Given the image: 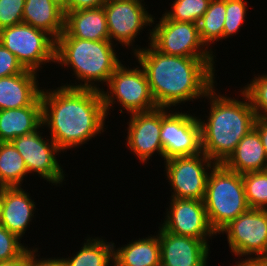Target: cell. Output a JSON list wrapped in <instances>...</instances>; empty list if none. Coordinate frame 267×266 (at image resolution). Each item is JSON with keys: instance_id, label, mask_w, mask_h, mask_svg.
<instances>
[{"instance_id": "1", "label": "cell", "mask_w": 267, "mask_h": 266, "mask_svg": "<svg viewBox=\"0 0 267 266\" xmlns=\"http://www.w3.org/2000/svg\"><path fill=\"white\" fill-rule=\"evenodd\" d=\"M148 78L157 107L171 108L204 98L215 86V57L167 55L150 43L134 53ZM180 103V104H179Z\"/></svg>"}, {"instance_id": "2", "label": "cell", "mask_w": 267, "mask_h": 266, "mask_svg": "<svg viewBox=\"0 0 267 266\" xmlns=\"http://www.w3.org/2000/svg\"><path fill=\"white\" fill-rule=\"evenodd\" d=\"M42 123L64 153L104 132L107 118L100 90L60 86L41 90ZM66 149V150H65Z\"/></svg>"}, {"instance_id": "3", "label": "cell", "mask_w": 267, "mask_h": 266, "mask_svg": "<svg viewBox=\"0 0 267 266\" xmlns=\"http://www.w3.org/2000/svg\"><path fill=\"white\" fill-rule=\"evenodd\" d=\"M215 87L205 96L210 101L209 116L206 121L199 118L201 149L214 163L223 164L239 141L254 127L256 115L242 89L239 92L244 101L216 93Z\"/></svg>"}, {"instance_id": "4", "label": "cell", "mask_w": 267, "mask_h": 266, "mask_svg": "<svg viewBox=\"0 0 267 266\" xmlns=\"http://www.w3.org/2000/svg\"><path fill=\"white\" fill-rule=\"evenodd\" d=\"M115 47L116 44L110 40L93 41L59 36L55 40V64L70 67V70L72 67L73 75L79 83L75 80L72 85L66 83L63 86L101 90L100 84H107L113 72L122 63Z\"/></svg>"}, {"instance_id": "5", "label": "cell", "mask_w": 267, "mask_h": 266, "mask_svg": "<svg viewBox=\"0 0 267 266\" xmlns=\"http://www.w3.org/2000/svg\"><path fill=\"white\" fill-rule=\"evenodd\" d=\"M203 202L209 223L219 234L231 221L250 209L242 174L216 164L209 173Z\"/></svg>"}, {"instance_id": "6", "label": "cell", "mask_w": 267, "mask_h": 266, "mask_svg": "<svg viewBox=\"0 0 267 266\" xmlns=\"http://www.w3.org/2000/svg\"><path fill=\"white\" fill-rule=\"evenodd\" d=\"M141 68H127L121 63L106 84L109 91H105L102 86L100 91L106 116L115 102L129 114L157 108L150 92L147 75L144 68Z\"/></svg>"}, {"instance_id": "7", "label": "cell", "mask_w": 267, "mask_h": 266, "mask_svg": "<svg viewBox=\"0 0 267 266\" xmlns=\"http://www.w3.org/2000/svg\"><path fill=\"white\" fill-rule=\"evenodd\" d=\"M0 43L16 56L25 69L38 72L42 69L41 65L55 63V40L29 24L20 23L0 29Z\"/></svg>"}, {"instance_id": "8", "label": "cell", "mask_w": 267, "mask_h": 266, "mask_svg": "<svg viewBox=\"0 0 267 266\" xmlns=\"http://www.w3.org/2000/svg\"><path fill=\"white\" fill-rule=\"evenodd\" d=\"M159 19L148 32L149 43L159 52L184 57L215 56L212 47L201 40L197 23L170 20L164 14Z\"/></svg>"}, {"instance_id": "9", "label": "cell", "mask_w": 267, "mask_h": 266, "mask_svg": "<svg viewBox=\"0 0 267 266\" xmlns=\"http://www.w3.org/2000/svg\"><path fill=\"white\" fill-rule=\"evenodd\" d=\"M171 197L203 200L209 173L214 163L203 152L191 156H176L164 160ZM209 171V172H208Z\"/></svg>"}, {"instance_id": "10", "label": "cell", "mask_w": 267, "mask_h": 266, "mask_svg": "<svg viewBox=\"0 0 267 266\" xmlns=\"http://www.w3.org/2000/svg\"><path fill=\"white\" fill-rule=\"evenodd\" d=\"M220 233H226L231 253L239 259L267 258V210L249 209Z\"/></svg>"}, {"instance_id": "11", "label": "cell", "mask_w": 267, "mask_h": 266, "mask_svg": "<svg viewBox=\"0 0 267 266\" xmlns=\"http://www.w3.org/2000/svg\"><path fill=\"white\" fill-rule=\"evenodd\" d=\"M161 107V143L164 160L176 156H191L202 152L199 117Z\"/></svg>"}, {"instance_id": "12", "label": "cell", "mask_w": 267, "mask_h": 266, "mask_svg": "<svg viewBox=\"0 0 267 266\" xmlns=\"http://www.w3.org/2000/svg\"><path fill=\"white\" fill-rule=\"evenodd\" d=\"M143 1V3H142ZM104 10L108 25L110 41L116 45L121 44L125 48L131 46L132 55L139 50L138 45L134 48L135 38L141 30L147 26H154L155 16L149 14L144 6V0H119L105 3ZM115 40V42H114ZM133 44V45H132ZM133 47V48H132Z\"/></svg>"}, {"instance_id": "13", "label": "cell", "mask_w": 267, "mask_h": 266, "mask_svg": "<svg viewBox=\"0 0 267 266\" xmlns=\"http://www.w3.org/2000/svg\"><path fill=\"white\" fill-rule=\"evenodd\" d=\"M40 131L38 129L32 133L19 136L12 143L24 159L29 175L35 172L49 184L59 186L65 178L64 175H66L62 165L59 164L60 160L58 161L56 157V155L59 157L58 154L62 151L51 137L49 139L43 137V132Z\"/></svg>"}, {"instance_id": "14", "label": "cell", "mask_w": 267, "mask_h": 266, "mask_svg": "<svg viewBox=\"0 0 267 266\" xmlns=\"http://www.w3.org/2000/svg\"><path fill=\"white\" fill-rule=\"evenodd\" d=\"M170 199L164 222L160 224L163 230L175 235L196 238L206 244H209V238L217 236L209 223L203 200Z\"/></svg>"}, {"instance_id": "15", "label": "cell", "mask_w": 267, "mask_h": 266, "mask_svg": "<svg viewBox=\"0 0 267 266\" xmlns=\"http://www.w3.org/2000/svg\"><path fill=\"white\" fill-rule=\"evenodd\" d=\"M126 146L144 164L158 153L164 159L161 143V107L130 114ZM156 151V152H155Z\"/></svg>"}, {"instance_id": "16", "label": "cell", "mask_w": 267, "mask_h": 266, "mask_svg": "<svg viewBox=\"0 0 267 266\" xmlns=\"http://www.w3.org/2000/svg\"><path fill=\"white\" fill-rule=\"evenodd\" d=\"M161 266H208L210 245L204 241L175 235L159 226Z\"/></svg>"}, {"instance_id": "17", "label": "cell", "mask_w": 267, "mask_h": 266, "mask_svg": "<svg viewBox=\"0 0 267 266\" xmlns=\"http://www.w3.org/2000/svg\"><path fill=\"white\" fill-rule=\"evenodd\" d=\"M21 187H2V217L0 225L18 236L25 235L37 208L30 194Z\"/></svg>"}, {"instance_id": "18", "label": "cell", "mask_w": 267, "mask_h": 266, "mask_svg": "<svg viewBox=\"0 0 267 266\" xmlns=\"http://www.w3.org/2000/svg\"><path fill=\"white\" fill-rule=\"evenodd\" d=\"M38 72L25 69L22 73L0 78V110L30 106L41 94ZM41 88V89H40Z\"/></svg>"}, {"instance_id": "19", "label": "cell", "mask_w": 267, "mask_h": 266, "mask_svg": "<svg viewBox=\"0 0 267 266\" xmlns=\"http://www.w3.org/2000/svg\"><path fill=\"white\" fill-rule=\"evenodd\" d=\"M42 127L44 129L40 96L30 106L0 110V142H12Z\"/></svg>"}, {"instance_id": "20", "label": "cell", "mask_w": 267, "mask_h": 266, "mask_svg": "<svg viewBox=\"0 0 267 266\" xmlns=\"http://www.w3.org/2000/svg\"><path fill=\"white\" fill-rule=\"evenodd\" d=\"M64 14V31L60 36L93 41L110 40L104 6Z\"/></svg>"}, {"instance_id": "21", "label": "cell", "mask_w": 267, "mask_h": 266, "mask_svg": "<svg viewBox=\"0 0 267 266\" xmlns=\"http://www.w3.org/2000/svg\"><path fill=\"white\" fill-rule=\"evenodd\" d=\"M223 165L239 174L267 170V155L254 127L239 141Z\"/></svg>"}, {"instance_id": "22", "label": "cell", "mask_w": 267, "mask_h": 266, "mask_svg": "<svg viewBox=\"0 0 267 266\" xmlns=\"http://www.w3.org/2000/svg\"><path fill=\"white\" fill-rule=\"evenodd\" d=\"M113 245V266H161L158 234L132 240L124 247Z\"/></svg>"}, {"instance_id": "23", "label": "cell", "mask_w": 267, "mask_h": 266, "mask_svg": "<svg viewBox=\"0 0 267 266\" xmlns=\"http://www.w3.org/2000/svg\"><path fill=\"white\" fill-rule=\"evenodd\" d=\"M64 11L51 0H26L23 23L45 31L56 40L64 31Z\"/></svg>"}, {"instance_id": "24", "label": "cell", "mask_w": 267, "mask_h": 266, "mask_svg": "<svg viewBox=\"0 0 267 266\" xmlns=\"http://www.w3.org/2000/svg\"><path fill=\"white\" fill-rule=\"evenodd\" d=\"M83 246L71 258H63L65 266H113L114 243L98 237L85 239Z\"/></svg>"}, {"instance_id": "25", "label": "cell", "mask_w": 267, "mask_h": 266, "mask_svg": "<svg viewBox=\"0 0 267 266\" xmlns=\"http://www.w3.org/2000/svg\"><path fill=\"white\" fill-rule=\"evenodd\" d=\"M28 174L24 159L13 143L0 142V188L21 187Z\"/></svg>"}, {"instance_id": "26", "label": "cell", "mask_w": 267, "mask_h": 266, "mask_svg": "<svg viewBox=\"0 0 267 266\" xmlns=\"http://www.w3.org/2000/svg\"><path fill=\"white\" fill-rule=\"evenodd\" d=\"M225 15L226 0H211L208 9L199 20L200 37L208 48L216 41L223 40Z\"/></svg>"}, {"instance_id": "27", "label": "cell", "mask_w": 267, "mask_h": 266, "mask_svg": "<svg viewBox=\"0 0 267 266\" xmlns=\"http://www.w3.org/2000/svg\"><path fill=\"white\" fill-rule=\"evenodd\" d=\"M250 209L267 210V170L242 174Z\"/></svg>"}, {"instance_id": "28", "label": "cell", "mask_w": 267, "mask_h": 266, "mask_svg": "<svg viewBox=\"0 0 267 266\" xmlns=\"http://www.w3.org/2000/svg\"><path fill=\"white\" fill-rule=\"evenodd\" d=\"M211 0H174L164 15L178 22L197 23L208 9Z\"/></svg>"}, {"instance_id": "29", "label": "cell", "mask_w": 267, "mask_h": 266, "mask_svg": "<svg viewBox=\"0 0 267 266\" xmlns=\"http://www.w3.org/2000/svg\"><path fill=\"white\" fill-rule=\"evenodd\" d=\"M241 89L248 95L256 118L267 120V74L254 76L252 81Z\"/></svg>"}, {"instance_id": "30", "label": "cell", "mask_w": 267, "mask_h": 266, "mask_svg": "<svg viewBox=\"0 0 267 266\" xmlns=\"http://www.w3.org/2000/svg\"><path fill=\"white\" fill-rule=\"evenodd\" d=\"M247 0H226V15L223 39H227L240 31L246 21ZM242 25V26H241Z\"/></svg>"}, {"instance_id": "31", "label": "cell", "mask_w": 267, "mask_h": 266, "mask_svg": "<svg viewBox=\"0 0 267 266\" xmlns=\"http://www.w3.org/2000/svg\"><path fill=\"white\" fill-rule=\"evenodd\" d=\"M29 249L18 236L0 225V262L20 257Z\"/></svg>"}, {"instance_id": "32", "label": "cell", "mask_w": 267, "mask_h": 266, "mask_svg": "<svg viewBox=\"0 0 267 266\" xmlns=\"http://www.w3.org/2000/svg\"><path fill=\"white\" fill-rule=\"evenodd\" d=\"M26 0H0V29L23 23Z\"/></svg>"}, {"instance_id": "33", "label": "cell", "mask_w": 267, "mask_h": 266, "mask_svg": "<svg viewBox=\"0 0 267 266\" xmlns=\"http://www.w3.org/2000/svg\"><path fill=\"white\" fill-rule=\"evenodd\" d=\"M24 70L16 56L0 43V78L19 74Z\"/></svg>"}, {"instance_id": "34", "label": "cell", "mask_w": 267, "mask_h": 266, "mask_svg": "<svg viewBox=\"0 0 267 266\" xmlns=\"http://www.w3.org/2000/svg\"><path fill=\"white\" fill-rule=\"evenodd\" d=\"M37 248L28 249V263L26 266H65L62 257L39 258ZM37 253V254H36ZM36 256L38 258H36Z\"/></svg>"}, {"instance_id": "35", "label": "cell", "mask_w": 267, "mask_h": 266, "mask_svg": "<svg viewBox=\"0 0 267 266\" xmlns=\"http://www.w3.org/2000/svg\"><path fill=\"white\" fill-rule=\"evenodd\" d=\"M105 0H69L68 12L102 7Z\"/></svg>"}, {"instance_id": "36", "label": "cell", "mask_w": 267, "mask_h": 266, "mask_svg": "<svg viewBox=\"0 0 267 266\" xmlns=\"http://www.w3.org/2000/svg\"><path fill=\"white\" fill-rule=\"evenodd\" d=\"M254 128L258 131L261 142L267 155V120L256 118Z\"/></svg>"}, {"instance_id": "37", "label": "cell", "mask_w": 267, "mask_h": 266, "mask_svg": "<svg viewBox=\"0 0 267 266\" xmlns=\"http://www.w3.org/2000/svg\"><path fill=\"white\" fill-rule=\"evenodd\" d=\"M234 266H267V258H240Z\"/></svg>"}, {"instance_id": "38", "label": "cell", "mask_w": 267, "mask_h": 266, "mask_svg": "<svg viewBox=\"0 0 267 266\" xmlns=\"http://www.w3.org/2000/svg\"><path fill=\"white\" fill-rule=\"evenodd\" d=\"M28 263V250L18 258L0 262V266H26Z\"/></svg>"}, {"instance_id": "39", "label": "cell", "mask_w": 267, "mask_h": 266, "mask_svg": "<svg viewBox=\"0 0 267 266\" xmlns=\"http://www.w3.org/2000/svg\"><path fill=\"white\" fill-rule=\"evenodd\" d=\"M55 3L58 7H60L64 13H68V1L69 0H51Z\"/></svg>"}, {"instance_id": "40", "label": "cell", "mask_w": 267, "mask_h": 266, "mask_svg": "<svg viewBox=\"0 0 267 266\" xmlns=\"http://www.w3.org/2000/svg\"><path fill=\"white\" fill-rule=\"evenodd\" d=\"M2 217V187L0 188V222Z\"/></svg>"}, {"instance_id": "41", "label": "cell", "mask_w": 267, "mask_h": 266, "mask_svg": "<svg viewBox=\"0 0 267 266\" xmlns=\"http://www.w3.org/2000/svg\"><path fill=\"white\" fill-rule=\"evenodd\" d=\"M105 1H106V3H108V2L119 1V0H105Z\"/></svg>"}]
</instances>
